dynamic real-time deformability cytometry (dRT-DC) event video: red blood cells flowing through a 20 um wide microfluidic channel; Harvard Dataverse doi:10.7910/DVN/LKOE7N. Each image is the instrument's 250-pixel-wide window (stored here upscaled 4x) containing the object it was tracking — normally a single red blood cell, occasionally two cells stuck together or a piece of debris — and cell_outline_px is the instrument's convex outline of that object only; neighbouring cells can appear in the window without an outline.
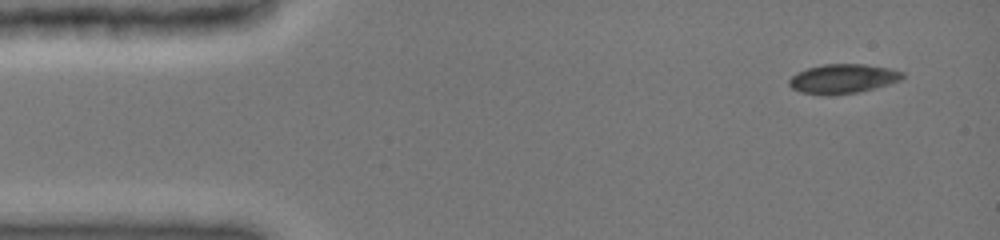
{"species": "common noctule bat (a hibernating species)", "species_latin": "Nyctalus noctula", "temperature_condition": "cold", "stored_images_in_passage": 28, "camera_frame_rate_fps": 3000, "um_per_image_px": 0.085, "animal": {"sex": "female", "body_mass_g": 19.0, "forearm_length_mm": 51.5}, "frame": {"image": 1, "passage_image": 1, "time_ms": 0.0, "image_size_px": [1000, 240], "cell_outline_px": [[904, 76], [900, 80], [872, 88], [856, 92], [800, 92], [792, 88], [788, 84], [788, 80], [796, 72], [808, 68], [824, 64], [864, 64], [888, 68], [904, 72]], "centroid_in_image_um": [71.64, 6.64], "position_along_channel_um": 13.4, "area_um2": 18.44}}
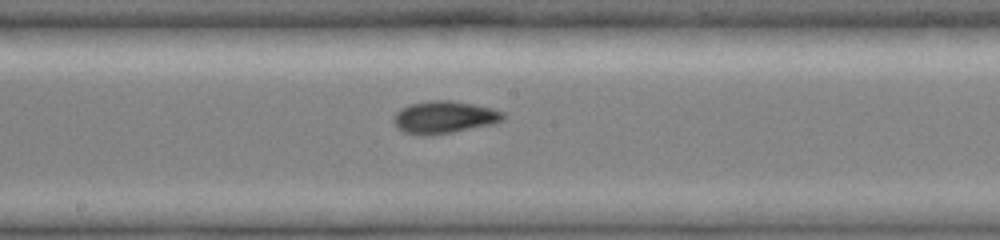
{"frame": {"image": 2, "passage_image": 16, "time_ms": 7.333, "image_size_px": [1000, 240], "cell_outline_px": [[504, 120], [496, 124], [452, 132], [428, 136], [420, 136], [404, 132], [396, 128], [392, 120], [396, 112], [400, 108], [408, 104], [428, 100], [456, 100], [492, 108], [504, 112]], "centroid_in_image_um": [37.74, 9.96], "position_along_channel_um": 210.5, "area_um2": 21.21}}
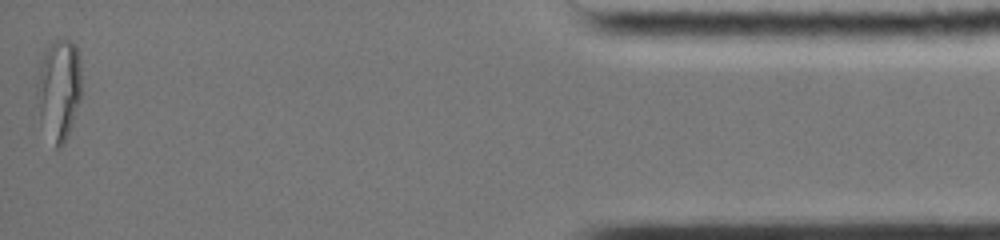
{"frame": {"image": 3, "passage_image": 28, "time_ms": 14.667, "image_size_px": [1000, 240], "cell_outline_px": [[80, 100], [68, 136], [64, 144], [56, 148], [40, 120], [36, 96], [36, 84], [40, 52], [52, 40], [72, 40], [76, 44], [80, 56]], "centroid_in_image_um": [4.97, 7.51], "position_along_channel_um": 430.2, "area_um2": 26.93}, "authors_computed_cell_mechanics": {"area_um2": 19.7098, "velocity_mm_per_s": 3.9724, "shape_relaxation_time_tau1_ms": 8.8454, "shape_relaxation_time_tau2_ms": 1.3169, "deformation_change_tau1": 0.2248, "deformation_change_tau2": 0.0449}}